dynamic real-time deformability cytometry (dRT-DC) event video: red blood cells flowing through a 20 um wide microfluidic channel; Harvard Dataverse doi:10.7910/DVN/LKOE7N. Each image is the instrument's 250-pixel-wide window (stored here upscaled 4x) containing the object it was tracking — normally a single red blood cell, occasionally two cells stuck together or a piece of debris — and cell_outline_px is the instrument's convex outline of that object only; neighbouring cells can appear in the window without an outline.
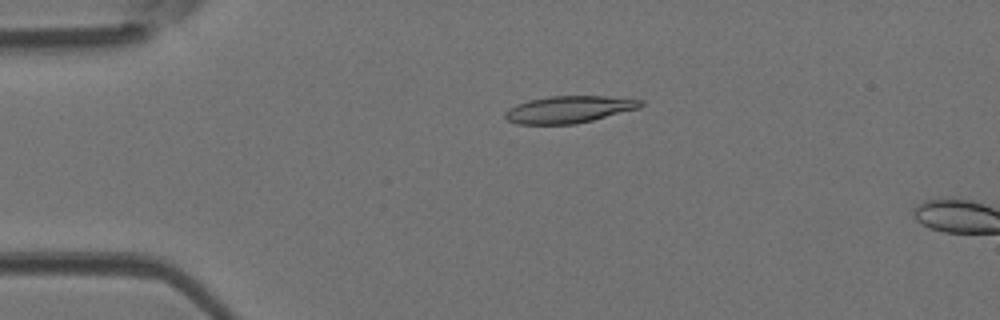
{"species": "Egyptian fruit bat (a non-hibernating species)", "species_latin": "Rousettus aegyptiacus", "temperature_condition": "room temperature", "stored_images_in_passage": 4, "camera_frame_rate_fps": 3000, "um_per_image_px": 0.085, "animal": {"sex": "female"}, "frame": {"image": 1, "passage_image": 2, "time_ms": 0.333, "image_size_px": [1000, 320], "cell_outline_px": [[644, 104], [640, 108], [576, 124], [516, 124], [508, 120], [504, 116], [504, 112], [508, 108], [516, 104], [528, 100], [552, 96], [604, 96], [644, 100]], "centroid_in_image_um": [48.35, 9.3], "position_along_channel_um": 36.6, "area_um2": 21.39}}